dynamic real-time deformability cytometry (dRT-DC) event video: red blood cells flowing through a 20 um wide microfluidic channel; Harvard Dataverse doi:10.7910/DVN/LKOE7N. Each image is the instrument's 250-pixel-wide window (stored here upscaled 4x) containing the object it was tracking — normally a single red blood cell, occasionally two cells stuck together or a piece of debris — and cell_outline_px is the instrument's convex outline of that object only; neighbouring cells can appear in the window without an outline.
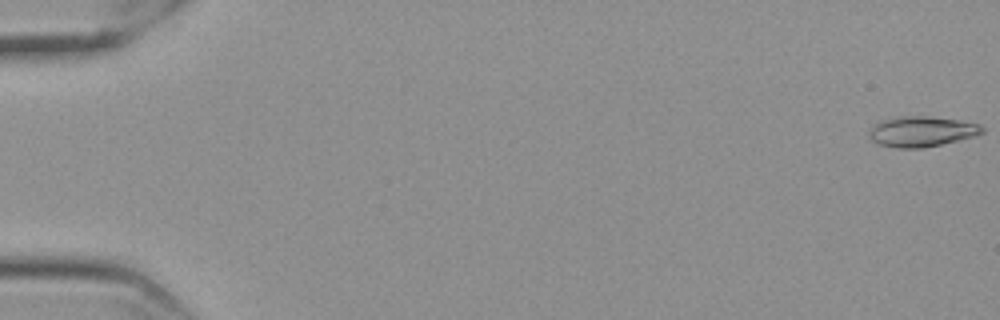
{"species": "Egyptian fruit bat (a non-hibernating species)", "species_latin": "Rousettus aegyptiacus", "temperature_condition": "cold", "stored_images_in_passage": 58, "camera_frame_rate_fps": 3000, "um_per_image_px": 0.085, "frame": {"image": 1, "passage_image": 1, "time_ms": 0.0, "image_size_px": [1000, 320], "cell_outline_px": [[984, 132], [972, 136], [924, 148], [896, 148], [876, 144], [868, 136], [868, 132], [876, 124], [884, 120], [900, 116], [928, 116], [956, 120], [980, 124], [984, 128]], "centroid_in_image_um": [78.3, 11.18], "position_along_channel_um": 6.7, "area_um2": 19.77}}
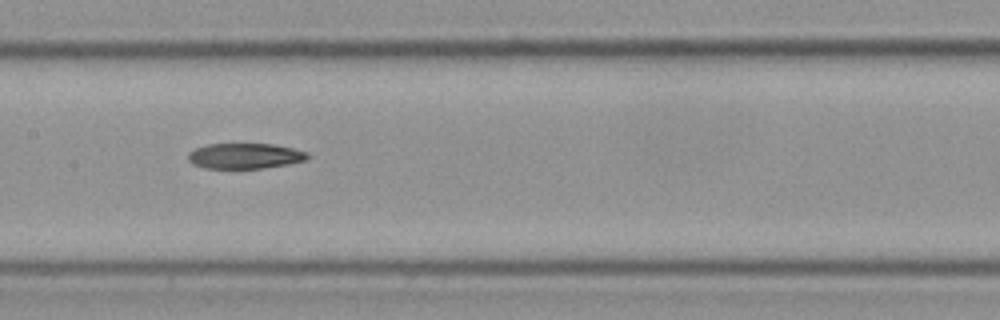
{"frame": {"image": 2, "passage_image": 30, "time_ms": 9.667, "image_size_px": [1000, 320], "cell_outline_px": [[308, 156], [304, 160], [288, 164], [260, 168], [204, 168], [192, 164], [188, 160], [188, 152], [196, 148], [208, 144], [272, 144], [292, 148], [308, 152]], "centroid_in_image_um": [20.77, 13.25], "position_along_channel_um": 186.6, "area_um2": 17.57}}
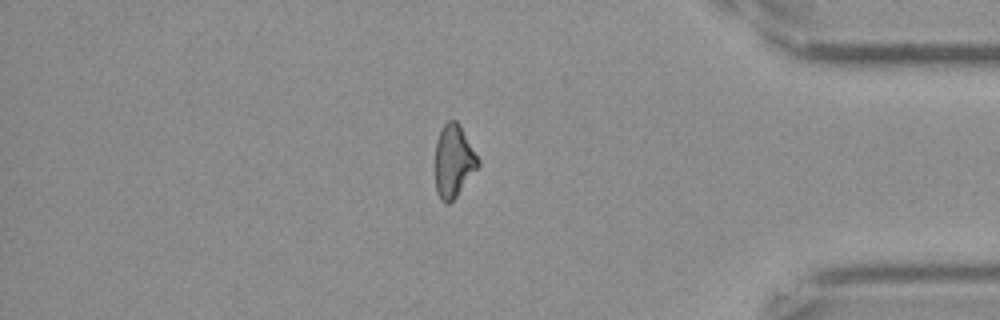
{"frame": {"image": 3, "passage_image": 50, "time_ms": 16.333, "image_size_px": [1000, 320], "cell_outline_px": [[480, 164], [456, 196], [448, 204], [444, 204], [440, 200], [436, 192], [436, 140], [440, 128], [448, 120], [456, 120], [460, 124], [480, 160]], "centroid_in_image_um": [38.55, 13.67], "position_along_channel_um": 396.6, "area_um2": 18.15}}